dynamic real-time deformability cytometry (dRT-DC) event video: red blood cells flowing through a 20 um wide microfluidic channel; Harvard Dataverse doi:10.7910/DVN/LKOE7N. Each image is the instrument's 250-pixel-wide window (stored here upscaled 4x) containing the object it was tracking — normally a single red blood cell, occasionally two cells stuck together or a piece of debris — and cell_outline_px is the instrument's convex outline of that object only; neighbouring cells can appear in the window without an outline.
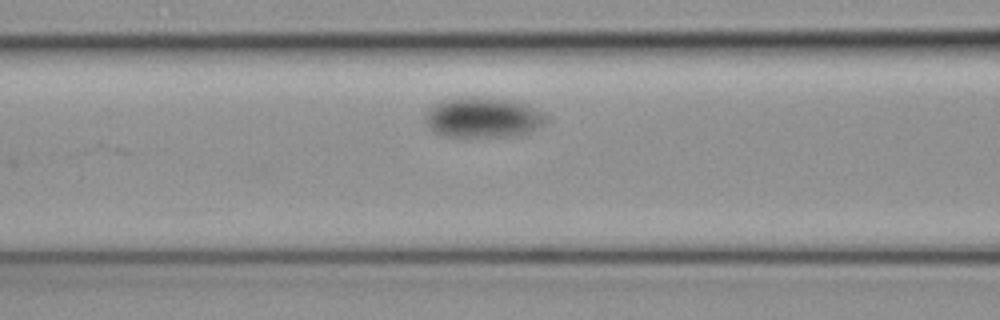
{"species": "common noctule bat (a hibernating species)", "species_latin": "Nyctalus noctula", "temperature_condition": "cold", "stored_images_in_passage": 8, "camera_frame_rate_fps": 3000, "um_per_image_px": 0.085, "animal": {"sex": "female", "body_mass_g": 19.3, "forearm_length_mm": 54.1}, "frame": {"image": 1, "passage_image": 8, "time_ms": 2.333, "image_size_px": [1000, 320], "cell_outline_px": [[552, 120], [520, 136], [444, 136], [428, 128], [424, 120], [424, 116], [440, 100], [452, 96], [472, 96], [512, 100], [528, 104], [552, 116]], "centroid_in_image_um": [41.12, 9.96], "position_along_channel_um": 125.5, "area_um2": 29.07}}